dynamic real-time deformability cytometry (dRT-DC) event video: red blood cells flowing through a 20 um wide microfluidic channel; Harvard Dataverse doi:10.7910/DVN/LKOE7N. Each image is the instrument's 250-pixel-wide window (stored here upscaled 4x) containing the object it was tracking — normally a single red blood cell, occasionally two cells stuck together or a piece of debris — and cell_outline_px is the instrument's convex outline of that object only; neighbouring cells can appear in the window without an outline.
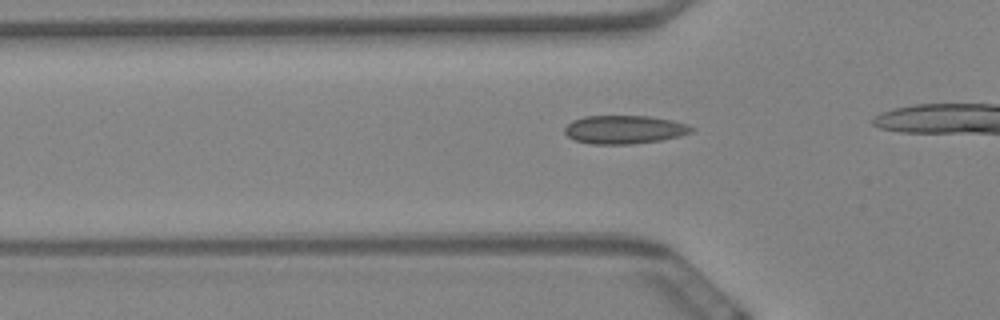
{"species": "Egyptian fruit bat (a non-hibernating species)", "species_latin": "Rousettus aegyptiacus", "temperature_condition": "warm", "stored_images_in_passage": 30, "camera_frame_rate_fps": 3000, "um_per_image_px": 0.085, "animal": {"sex": "female"}, "frame": {"image": 1, "passage_image": 6, "time_ms": 1.667, "image_size_px": [1000, 320], "cell_outline_px": [[696, 128], [692, 132], [680, 136], [660, 140], [632, 144], [592, 144], [576, 140], [568, 136], [564, 132], [564, 128], [572, 120], [584, 116], [648, 116], [672, 120], [688, 124]], "centroid_in_image_um": [53.09, 11.01], "position_along_channel_um": 72.7, "area_um2": 21.04}}
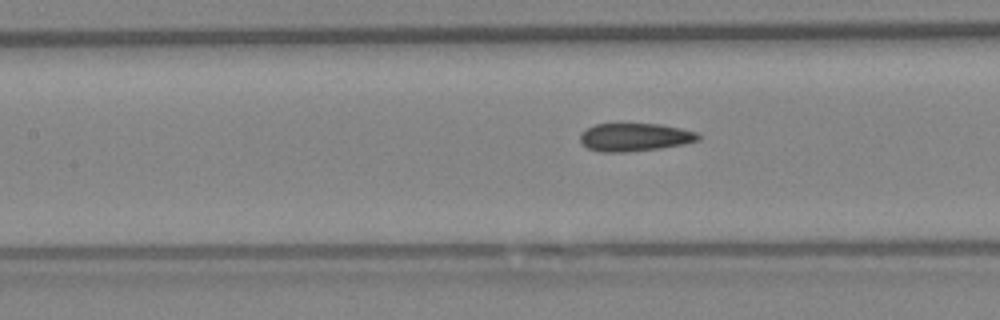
{"frame": {"image": 2, "passage_image": 13, "time_ms": 4.0, "image_size_px": [1000, 320], "cell_outline_px": [[700, 140], [684, 144], [660, 148], [624, 152], [600, 152], [588, 148], [580, 140], [580, 132], [596, 124], [660, 124], [680, 128], [696, 132], [700, 136]], "centroid_in_image_um": [53.96, 11.66], "position_along_channel_um": 153.4, "area_um2": 19.19}}
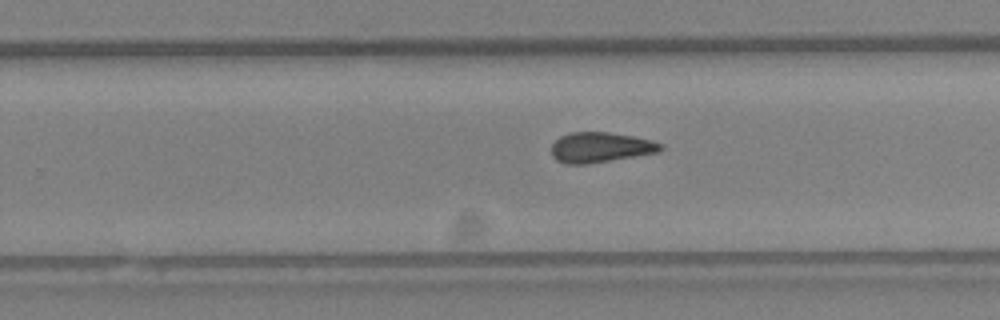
{"frame": {"image": 3, "passage_image": 24, "time_ms": 7.667, "image_size_px": [1000, 320], "cell_outline_px": [[664, 148], [660, 152], [588, 164], [564, 164], [556, 160], [552, 156], [552, 144], [560, 136], [568, 132], [608, 132], [632, 136], [652, 140], [664, 144]], "centroid_in_image_um": [51.05, 12.53], "position_along_channel_um": 278.8, "area_um2": 19.42}}